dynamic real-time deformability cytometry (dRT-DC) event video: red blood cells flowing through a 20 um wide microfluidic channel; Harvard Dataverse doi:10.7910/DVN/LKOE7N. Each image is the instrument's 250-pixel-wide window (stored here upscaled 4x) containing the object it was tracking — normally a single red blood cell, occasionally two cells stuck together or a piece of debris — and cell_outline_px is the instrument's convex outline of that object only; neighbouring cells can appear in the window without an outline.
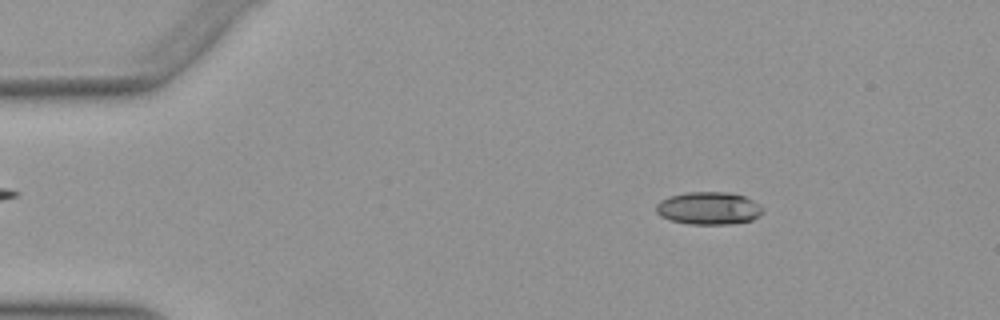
{"species": "Egyptian fruit bat (a non-hibernating species)", "species_latin": "Rousettus aegyptiacus", "temperature_condition": "warm", "stored_images_in_passage": 52, "camera_frame_rate_fps": 3000, "um_per_image_px": 0.085, "animal": {"sex": "female"}, "frame": {"image": 1, "passage_image": 8, "time_ms": 2.333, "image_size_px": [1000, 320], "cell_outline_px": [[764, 212], [760, 216], [752, 220], [732, 224], [688, 224], [668, 220], [660, 216], [656, 212], [656, 204], [660, 200], [668, 196], [688, 192], [728, 192], [744, 196], [760, 204], [764, 208]], "centroid_in_image_um": [60.24, 17.7], "position_along_channel_um": 24.8, "area_um2": 20.63}}
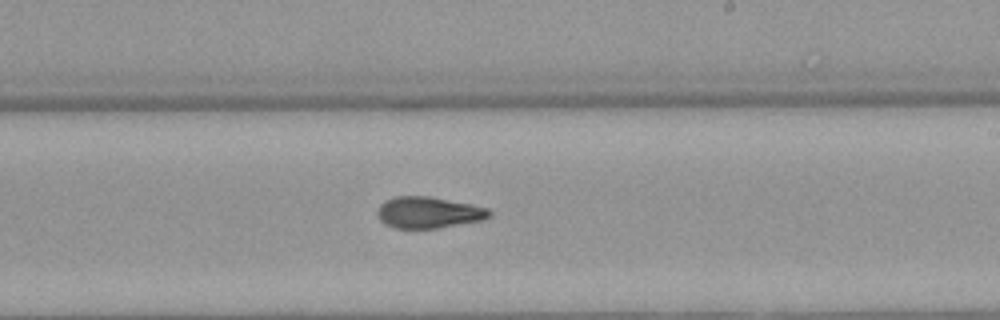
{"frame": {"image": 2, "passage_image": 31, "time_ms": 10.0, "image_size_px": [1000, 320], "cell_outline_px": [[492, 216], [484, 220], [436, 228], [392, 228], [384, 224], [380, 220], [376, 212], [380, 204], [384, 200], [396, 196], [428, 196], [472, 204], [488, 208], [492, 212]], "centroid_in_image_um": [36.42, 18.06], "position_along_channel_um": 252.6, "area_um2": 20.69}}
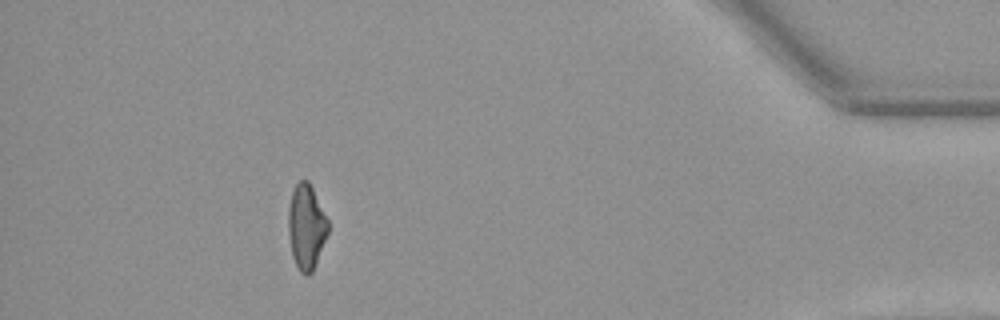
{"frame": {"image": 3, "passage_image": 47, "time_ms": 15.333, "image_size_px": [1000, 320], "cell_outline_px": [[328, 232], [312, 272], [300, 272], [292, 256], [288, 232], [288, 208], [292, 192], [296, 184], [300, 180], [308, 180], [328, 220]], "centroid_in_image_um": [26.02, 19.24], "position_along_channel_um": 409.2, "area_um2": 19.25}, "authors_computed_cell_mechanics": {"area_um2": 20.4034, "velocity_mm_per_s": 3.953, "shape_relaxation_time_tau1_ms": 7.9153, "shape_relaxation_time_tau2_ms": 2.7843, "deformation_change_tau1": 0.1921, "deformation_change_tau2": 0.0985}}